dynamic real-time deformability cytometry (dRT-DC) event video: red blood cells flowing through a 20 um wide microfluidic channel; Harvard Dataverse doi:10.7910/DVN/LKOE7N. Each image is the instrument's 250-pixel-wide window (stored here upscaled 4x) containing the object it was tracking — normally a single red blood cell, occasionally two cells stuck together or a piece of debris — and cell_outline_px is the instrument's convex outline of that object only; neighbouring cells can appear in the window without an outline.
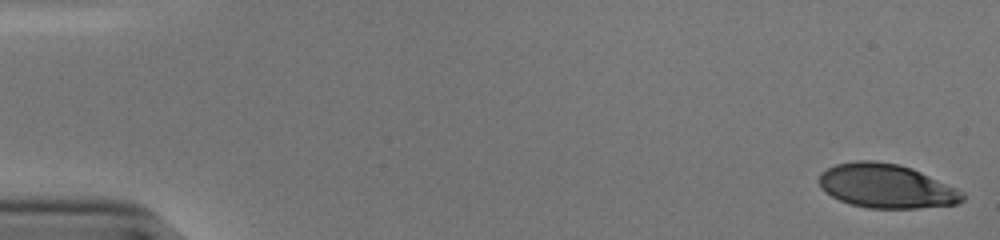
{"species": "human", "species_latin": "Homo sapiens", "temperature_condition": "cold", "stored_images_in_passage": 53, "camera_frame_rate_fps": 3000, "um_per_image_px": 0.085, "donor": {"sex": "male"}, "frame": {"image": 1, "passage_image": 1, "time_ms": 0.0, "image_size_px": [1000, 240], "cell_outline_px": [[964, 200], [956, 204], [916, 208], [868, 208], [852, 204], [840, 200], [832, 196], [820, 188], [820, 172], [836, 164], [856, 160], [876, 160], [900, 164], [912, 168], [956, 188], [964, 192]], "centroid_in_image_um": [75.33, 15.8], "position_along_channel_um": 9.7, "area_um2": 36.76}}
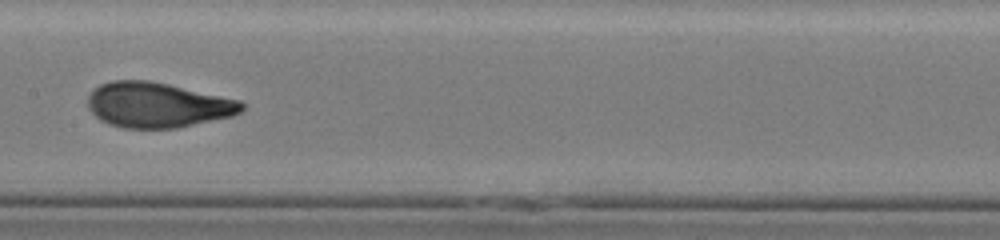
{"frame": {"image": 2, "passage_image": 28, "time_ms": 9.0, "image_size_px": [1000, 240], "cell_outline_px": [[244, 108], [240, 112], [232, 116], [176, 128], [124, 128], [108, 124], [100, 120], [88, 108], [88, 96], [100, 84], [112, 80], [148, 80], [168, 84], [240, 100], [244, 104]], "centroid_in_image_um": [13.37, 8.92], "position_along_channel_um": 194.0, "area_um2": 40.34}}
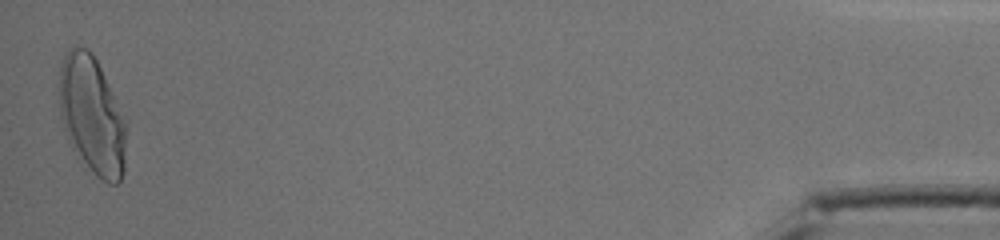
{"frame": {"image": 3, "passage_image": 53, "time_ms": 17.333, "image_size_px": [1000, 240], "cell_outline_px": [[124, 172], [120, 180], [116, 184], [108, 184], [96, 176], [72, 148], [64, 132], [60, 116], [60, 68], [64, 56], [72, 44], [76, 44], [92, 52], [104, 76], [124, 120]], "centroid_in_image_um": [7.77, 9.8], "position_along_channel_um": 427.4, "area_um2": 45.14}, "authors_computed_cell_mechanics": {"area_um2": 39.1884, "velocity_mm_per_s": 3.8288, "shape_relaxation_time_tau1_ms": 4.3242, "shape_relaxation_time_tau2_ms": 0.7302, "deformation_change_tau1": 0.213, "deformation_change_tau2": 0.0677}}